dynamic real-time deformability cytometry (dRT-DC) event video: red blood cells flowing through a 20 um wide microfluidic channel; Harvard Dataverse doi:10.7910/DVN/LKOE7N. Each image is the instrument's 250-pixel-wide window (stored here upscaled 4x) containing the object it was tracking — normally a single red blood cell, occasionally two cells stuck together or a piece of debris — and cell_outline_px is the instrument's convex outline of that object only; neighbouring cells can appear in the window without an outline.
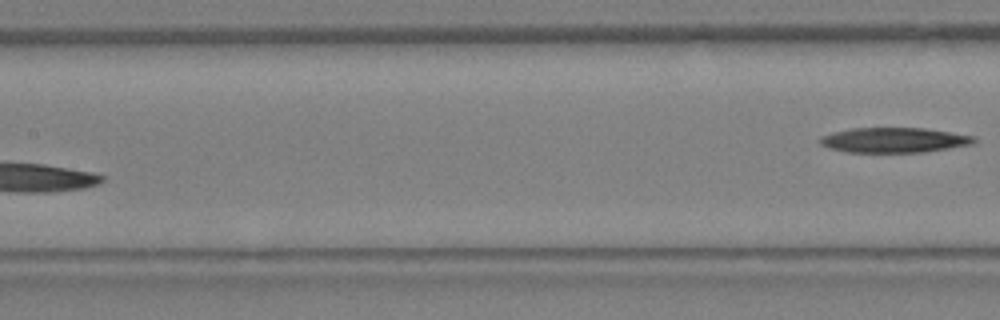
{"species": "Egyptian fruit bat (a non-hibernating species)", "species_latin": "Rousettus aegyptiacus", "temperature_condition": "warm", "stored_images_in_passage": 12, "segment_of_instrument_passage": [2, 2], "camera_frame_rate_fps": 3000, "um_per_image_px": 0.085, "animal": {"sex": "female"}, "frame": {"image": 1, "passage_image": 12, "time_ms": 3.667, "image_size_px": [1000, 320], "cell_outline_px": [[976, 140], [972, 144], [924, 152], [848, 152], [828, 148], [820, 144], [816, 140], [820, 136], [832, 132], [852, 128], [924, 128], [972, 136]], "centroid_in_image_um": [75.89, 11.91], "position_along_channel_um": 131.5, "area_um2": 22.37}}